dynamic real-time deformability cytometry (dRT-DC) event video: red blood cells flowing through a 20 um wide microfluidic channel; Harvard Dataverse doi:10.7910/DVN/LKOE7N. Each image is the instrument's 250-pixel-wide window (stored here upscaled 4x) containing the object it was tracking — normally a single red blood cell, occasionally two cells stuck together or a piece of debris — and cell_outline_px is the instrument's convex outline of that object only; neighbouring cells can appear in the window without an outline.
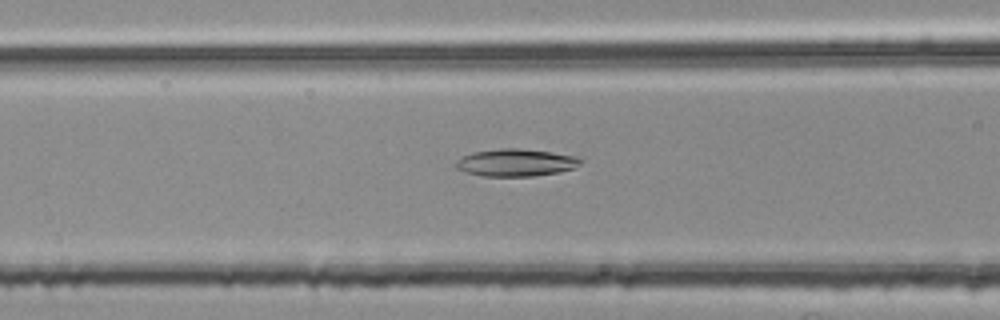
{"species": "common noctule bat (a hibernating species)", "species_latin": "Nyctalus noctula", "temperature_condition": "room temperature", "stored_images_in_passage": 45, "camera_frame_rate_fps": 3000, "um_per_image_px": 0.085, "animal": {"sex": "female", "body_mass_g": 25.1}, "frame": {"image": 1, "passage_image": 13, "time_ms": 4.0, "image_size_px": [1000, 320], "cell_outline_px": [[584, 160], [580, 164], [572, 168], [560, 172], [532, 176], [484, 176], [468, 172], [456, 168], [456, 160], [472, 152], [500, 148], [516, 148], [548, 152], [576, 156]], "centroid_in_image_um": [43.85, 13.82], "position_along_channel_um": 122.7, "area_um2": 19.65}}
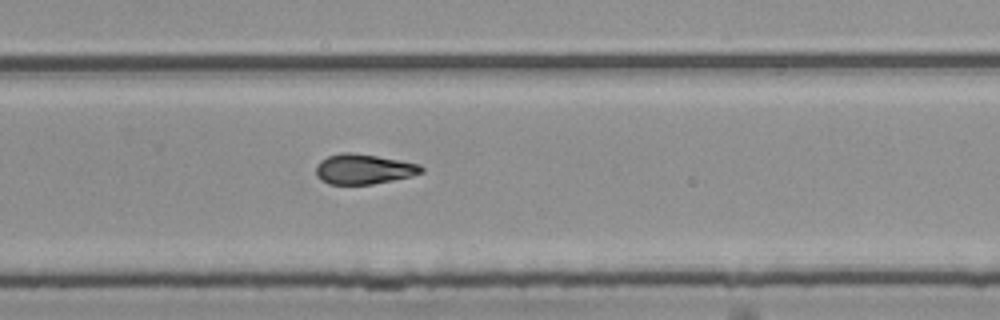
{"frame": {"image": 2, "passage_image": 27, "time_ms": 8.667, "image_size_px": [1000, 320], "cell_outline_px": [[424, 172], [412, 176], [372, 184], [328, 184], [320, 180], [316, 176], [316, 164], [320, 160], [328, 156], [340, 152], [352, 152], [400, 160], [420, 164], [424, 168]], "centroid_in_image_um": [30.89, 14.37], "position_along_channel_um": 298.9, "area_um2": 18.61}}
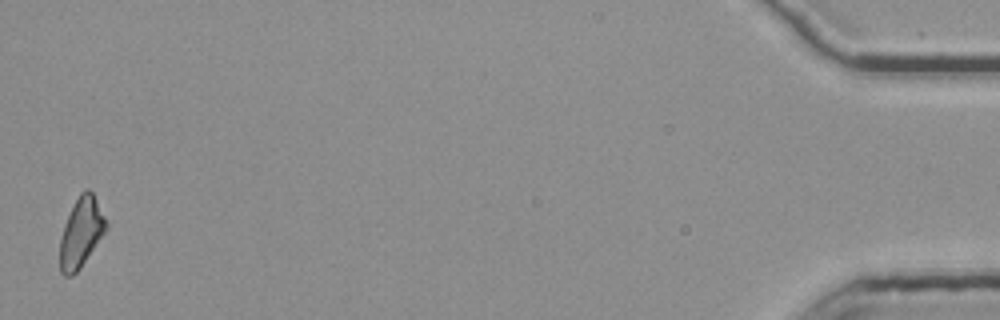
{"frame": {"image": 3, "passage_image": 45, "time_ms": 14.667, "image_size_px": [1000, 320], "cell_outline_px": [[108, 228], [80, 268], [72, 276], [64, 276], [60, 272], [60, 236], [64, 224], [80, 192], [84, 188], [88, 188], [92, 192], [108, 224]], "centroid_in_image_um": [6.89, 19.77], "position_along_channel_um": 428.3, "area_um2": 18.61}}